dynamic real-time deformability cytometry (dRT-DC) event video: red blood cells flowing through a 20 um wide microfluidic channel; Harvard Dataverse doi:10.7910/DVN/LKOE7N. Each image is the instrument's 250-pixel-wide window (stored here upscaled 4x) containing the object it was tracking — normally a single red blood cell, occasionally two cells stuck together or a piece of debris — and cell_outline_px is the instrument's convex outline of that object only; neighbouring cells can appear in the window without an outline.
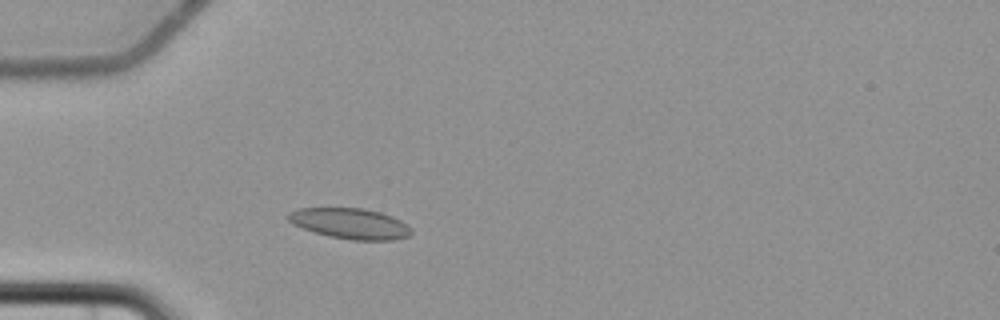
{"species": "common noctule bat (a hibernating species)", "species_latin": "Nyctalus noctula", "temperature_condition": "cold", "stored_images_in_passage": 3, "camera_frame_rate_fps": 3000, "um_per_image_px": 0.085, "animal": {"sex": "female", "body_mass_g": 22.7, "forearm_length_mm": 54.2}, "frame": {"image": 1, "passage_image": 3, "time_ms": 2.333, "image_size_px": [1000, 320], "cell_outline_px": [[412, 232], [408, 236], [392, 240], [352, 240], [328, 236], [292, 224], [284, 216], [288, 212], [296, 208], [364, 208], [380, 212], [392, 216], [408, 224], [412, 228]], "centroid_in_image_um": [29.75, 18.99], "position_along_channel_um": 55.3, "area_um2": 22.14}}